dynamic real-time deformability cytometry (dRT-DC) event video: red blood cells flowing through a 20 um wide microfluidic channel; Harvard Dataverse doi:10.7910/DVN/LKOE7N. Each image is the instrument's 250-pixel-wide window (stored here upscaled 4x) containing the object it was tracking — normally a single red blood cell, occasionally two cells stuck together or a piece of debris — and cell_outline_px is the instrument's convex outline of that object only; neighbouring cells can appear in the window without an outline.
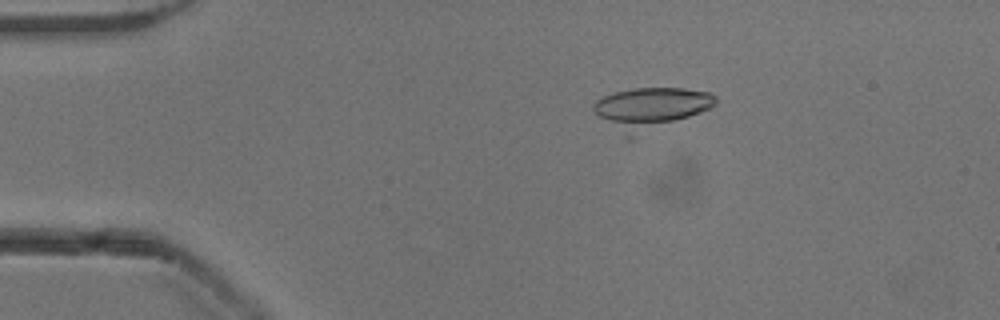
{"species": "common noctule bat (a hibernating species)", "species_latin": "Nyctalus noctula", "temperature_condition": "cold", "stored_images_in_passage": 41, "camera_frame_rate_fps": 3000, "um_per_image_px": 0.085, "animal": {"sex": "male", "body_mass_g": 13.3}, "frame": {"image": 1, "passage_image": 7, "time_ms": 2.0, "image_size_px": [1000, 320], "cell_outline_px": [[716, 104], [700, 112], [628, 140], [600, 116], [592, 108], [592, 104], [596, 100], [604, 96], [616, 92], [636, 88], [684, 88], [708, 92], [716, 96]], "centroid_in_image_um": [55.28, 9.21], "position_along_channel_um": 29.7, "area_um2": 29.07}}
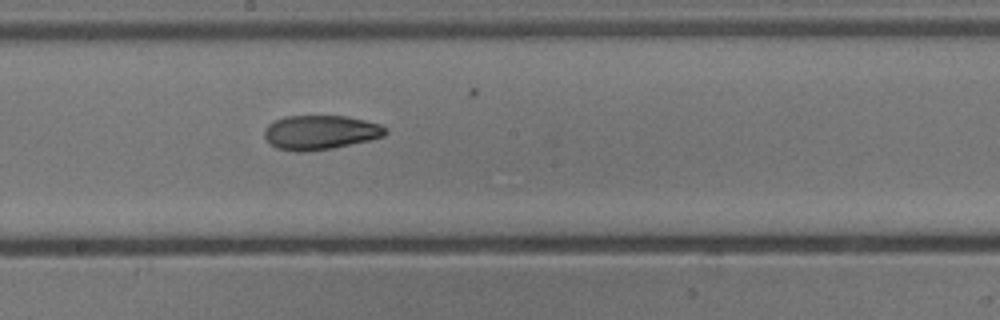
{"frame": {"image": 2, "passage_image": 26, "time_ms": 8.333, "image_size_px": [1000, 320], "cell_outline_px": [[388, 132], [384, 136], [368, 140], [332, 148], [300, 152], [296, 152], [276, 148], [264, 136], [264, 128], [268, 124], [284, 116], [344, 116], [364, 120], [380, 124], [388, 128]], "centroid_in_image_um": [27.22, 11.25], "position_along_channel_um": 221.0, "area_um2": 24.1}}
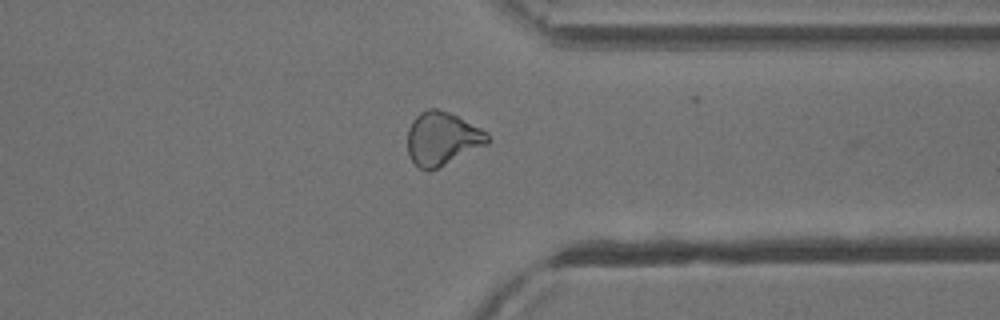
{"frame": {"image": 3, "passage_image": 38, "time_ms": 12.333, "image_size_px": [1000, 320], "cell_outline_px": [[488, 144], [428, 172], [420, 168], [408, 156], [408, 128], [412, 120], [420, 112], [428, 108], [436, 108], [448, 112], [488, 132]], "centroid_in_image_um": [37.56, 11.78], "position_along_channel_um": 373.8, "area_um2": 24.68}, "authors_computed_cell_mechanics": {"area_um2": 24.3916, "velocity_mm_per_s": 3.9045, "shape_relaxation_time_tau1_ms": null, "shape_relaxation_time_tau2_ms": 3.8217, "deformation_change_tau1": null, "deformation_change_tau2": 0.0984}}